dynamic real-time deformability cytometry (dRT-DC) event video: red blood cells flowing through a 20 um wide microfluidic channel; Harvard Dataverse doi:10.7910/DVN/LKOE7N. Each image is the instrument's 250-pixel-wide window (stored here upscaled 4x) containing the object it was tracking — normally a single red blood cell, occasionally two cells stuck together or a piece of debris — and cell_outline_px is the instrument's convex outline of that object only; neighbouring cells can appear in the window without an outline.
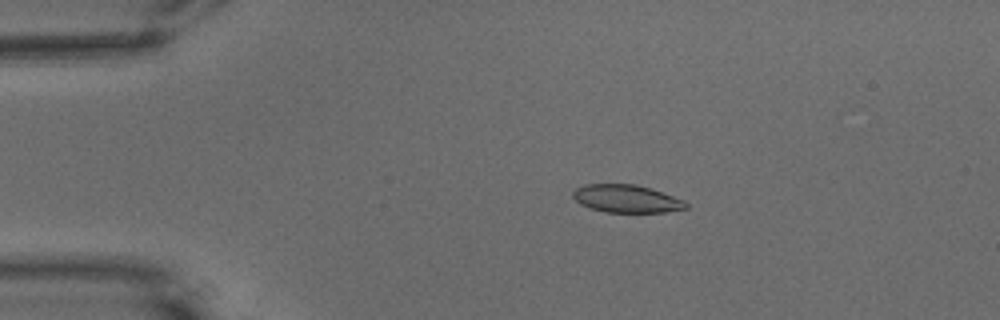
{"species": "common noctule bat (a hibernating species)", "species_latin": "Nyctalus noctula", "temperature_condition": "warm", "stored_images_in_passage": 58, "camera_frame_rate_fps": 3000, "um_per_image_px": 0.085, "animal": {"sex": "male", "body_mass_g": 15.6}, "frame": {"image": 1, "passage_image": 12, "time_ms": 3.667, "image_size_px": [1000, 320], "cell_outline_px": [[688, 208], [664, 212], [604, 212], [588, 208], [580, 204], [572, 196], [572, 192], [576, 188], [584, 184], [632, 184], [652, 188], [684, 200], [688, 204]], "centroid_in_image_um": [53.24, 16.89], "position_along_channel_um": 31.8, "area_um2": 18.44}}
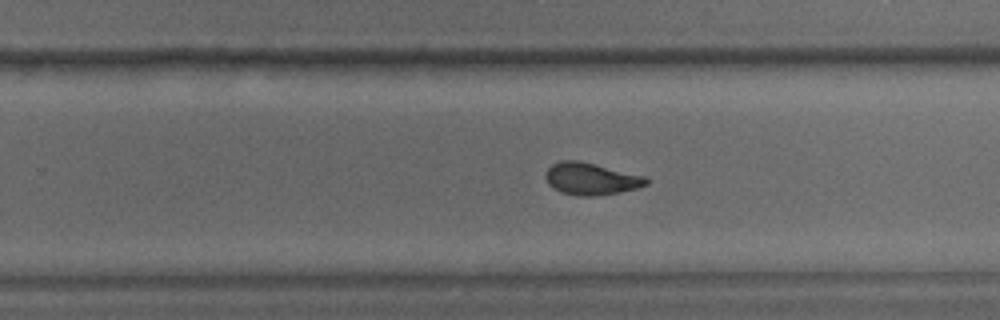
{"frame": {"image": 2, "passage_image": 37, "time_ms": 12.0, "image_size_px": [1000, 320], "cell_outline_px": [[648, 184], [636, 188], [620, 192], [596, 196], [576, 196], [560, 192], [552, 188], [548, 184], [544, 176], [548, 168], [552, 164], [560, 160], [580, 160], [648, 176]], "centroid_in_image_um": [50.24, 15.19], "position_along_channel_um": 279.6, "area_um2": 19.25}}
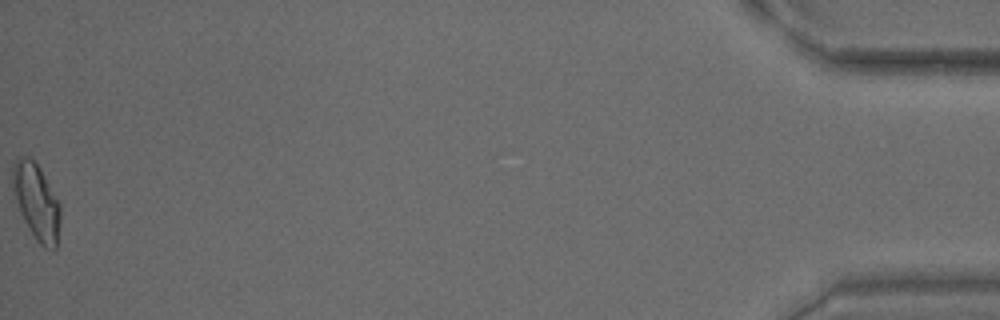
{"frame": {"image": 3, "passage_image": 58, "time_ms": 19.0, "image_size_px": [1000, 320], "cell_outline_px": [[60, 220], [56, 248], [44, 248], [36, 240], [24, 220], [20, 212], [12, 188], [12, 168], [16, 160], [20, 156], [28, 156], [40, 168], [60, 204]], "centroid_in_image_um": [3.09, 17.14], "position_along_channel_um": 432.1, "area_um2": 20.87}, "authors_computed_cell_mechanics": {"area_um2": 18.9006, "velocity_mm_per_s": 3.5711, "shape_relaxation_time_tau1_ms": 10.1173, "shape_relaxation_time_tau2_ms": 1.8574, "deformation_change_tau1": 0.2413, "deformation_change_tau2": 0.0742}}